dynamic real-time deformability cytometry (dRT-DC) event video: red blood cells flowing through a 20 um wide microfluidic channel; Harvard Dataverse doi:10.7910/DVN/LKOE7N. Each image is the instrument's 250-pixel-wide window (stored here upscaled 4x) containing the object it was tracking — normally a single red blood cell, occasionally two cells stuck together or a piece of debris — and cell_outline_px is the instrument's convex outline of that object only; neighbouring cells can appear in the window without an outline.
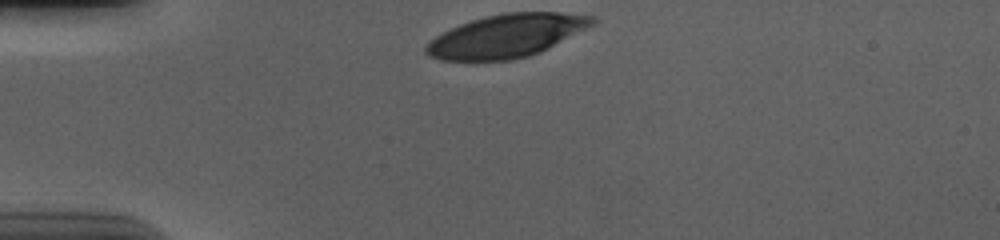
{"species": "human", "species_latin": "Homo sapiens", "temperature_condition": "cold", "stored_images_in_passage": 33, "camera_frame_rate_fps": 3000, "um_per_image_px": 0.085, "donor": {"sex": "male"}, "frame": {"image": 1, "passage_image": 1, "time_ms": 0.0, "image_size_px": [1000, 240], "cell_outline_px": [[596, 24], [540, 52], [528, 56], [512, 60], [440, 60], [428, 56], [424, 52], [424, 48], [436, 36], [460, 24], [472, 20], [504, 12], [560, 12], [596, 16]], "centroid_in_image_um": [43.1, 3.04], "position_along_channel_um": 41.9, "area_um2": 41.62}}
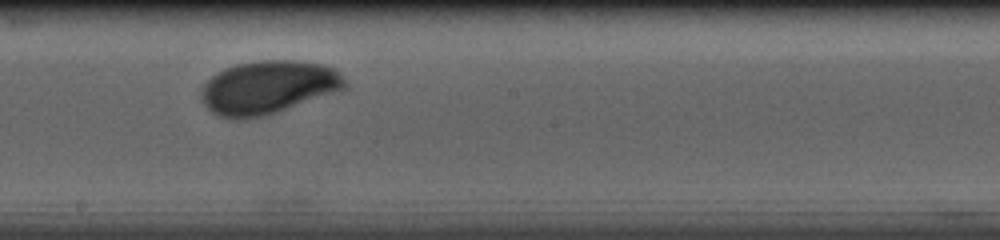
{"frame": {"image": 2, "passage_image": 19, "time_ms": 6.0, "image_size_px": [1000, 240], "cell_outline_px": [[348, 84], [344, 88], [268, 116], [248, 120], [228, 120], [216, 116], [200, 100], [200, 92], [204, 84], [216, 72], [224, 68], [236, 64], [264, 60], [296, 60], [324, 64], [336, 68], [340, 72]], "centroid_in_image_um": [22.75, 7.45], "position_along_channel_um": 225.5, "area_um2": 45.32}}
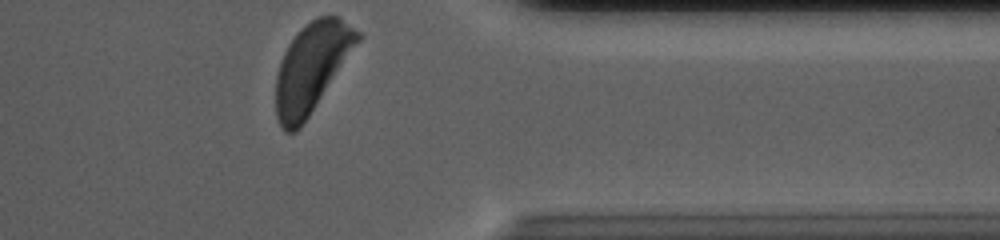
{"frame": {"image": 3, "passage_image": 33, "time_ms": 10.667, "image_size_px": [1000, 240], "cell_outline_px": [[364, 36], [300, 128], [296, 132], [284, 132], [280, 128], [276, 116], [276, 72], [280, 60], [288, 44], [300, 28], [316, 16], [336, 16], [360, 32]], "centroid_in_image_um": [26.47, 5.74], "position_along_channel_um": 384.9, "area_um2": 42.37}, "authors_computed_cell_mechanics": {"area_um2": 43.8702, "velocity_mm_per_s": 3.6359, "shape_relaxation_time_tau1_ms": 3.5777, "shape_relaxation_time_tau2_ms": 6.7252, "deformation_change_tau1": 0.2022, "deformation_change_tau2": 0.1039}}